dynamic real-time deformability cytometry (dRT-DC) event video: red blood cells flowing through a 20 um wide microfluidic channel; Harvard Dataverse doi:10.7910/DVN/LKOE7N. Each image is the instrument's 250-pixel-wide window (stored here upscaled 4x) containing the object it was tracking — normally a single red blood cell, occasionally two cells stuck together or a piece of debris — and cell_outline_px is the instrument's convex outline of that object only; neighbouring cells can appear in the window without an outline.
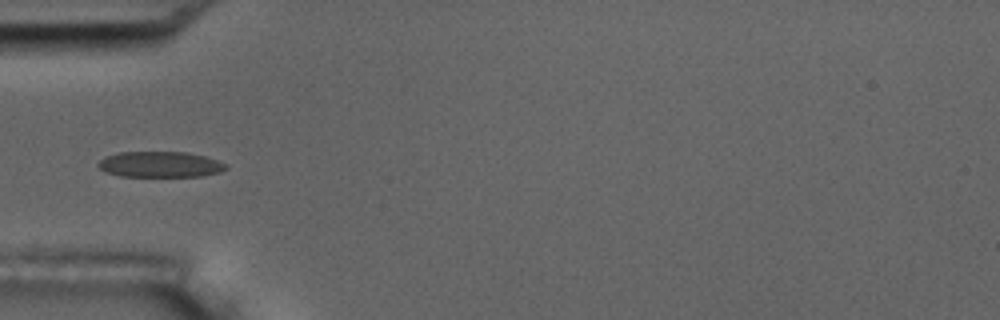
{"species": "common noctule bat (a hibernating species)", "species_latin": "Nyctalus noctula", "temperature_condition": "room temperature", "stored_images_in_passage": 9, "camera_frame_rate_fps": 3000, "um_per_image_px": 0.085, "animal": {"sex": "male", "body_mass_g": 17.5, "forearm_length_mm": 52.3}, "frame": {"image": 1, "passage_image": 4, "time_ms": 3.667, "image_size_px": [1000, 320], "cell_outline_px": [[228, 168], [220, 172], [200, 176], [120, 176], [108, 172], [100, 168], [96, 164], [100, 160], [108, 156], [120, 152], [188, 152], [204, 156], [228, 164]], "centroid_in_image_um": [13.65, 13.97], "position_along_channel_um": 71.4, "area_um2": 19.02}}
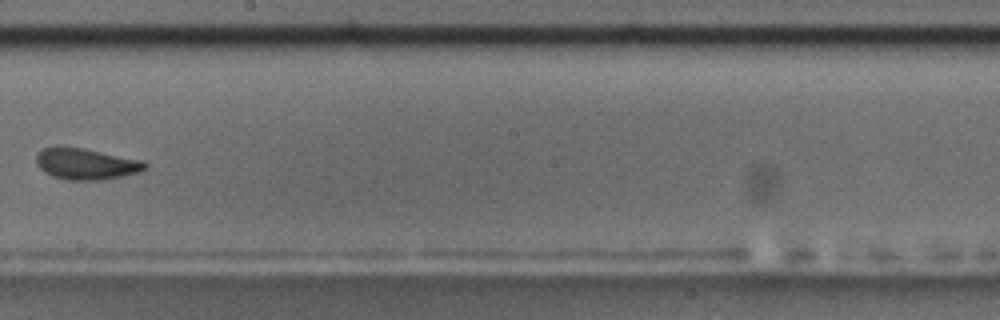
{"frame": {"image": 2, "passage_image": 8, "time_ms": 8.333, "image_size_px": [1000, 320], "cell_outline_px": [[148, 168], [136, 172], [120, 176], [100, 180], [68, 180], [52, 176], [44, 172], [36, 164], [36, 152], [44, 148], [56, 144], [60, 144], [84, 148], [144, 160], [148, 164]], "centroid_in_image_um": [7.26, 13.89], "position_along_channel_um": 240.9, "area_um2": 20.29}}
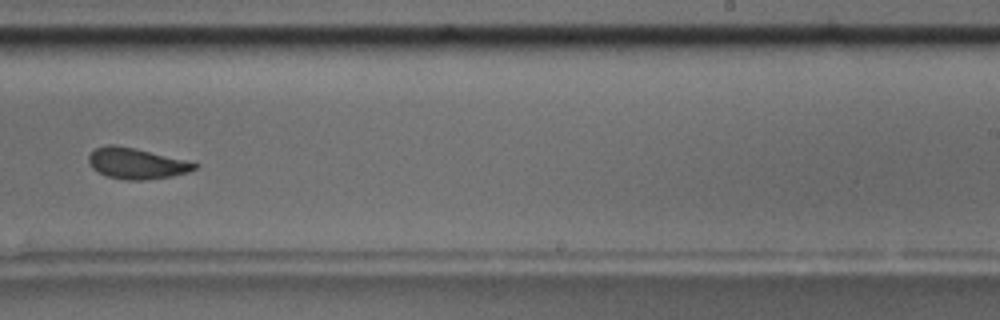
{"frame": {"image": 3, "passage_image": 9, "time_ms": 9.333, "image_size_px": [1000, 320], "cell_outline_px": [[200, 164], [196, 168], [188, 172], [172, 176], [144, 180], [128, 180], [108, 176], [92, 168], [88, 164], [88, 156], [96, 148], [108, 144], [116, 144], [136, 148]], "centroid_in_image_um": [11.58, 13.88], "position_along_channel_um": 277.4, "area_um2": 18.96}}